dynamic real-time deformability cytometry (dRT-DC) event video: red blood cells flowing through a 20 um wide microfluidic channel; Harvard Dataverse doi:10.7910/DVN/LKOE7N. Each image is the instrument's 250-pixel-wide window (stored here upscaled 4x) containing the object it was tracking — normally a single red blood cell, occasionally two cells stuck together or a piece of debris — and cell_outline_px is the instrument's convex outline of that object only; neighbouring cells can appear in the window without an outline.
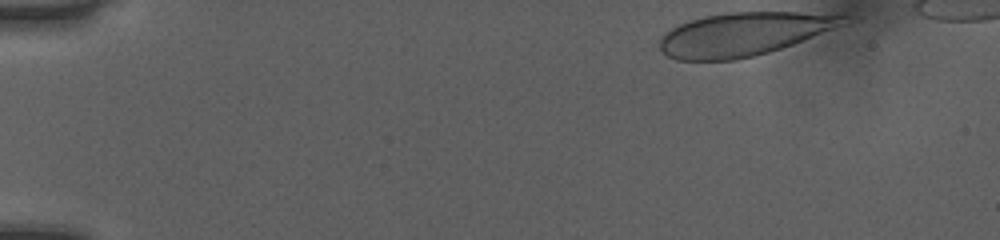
{"species": "human", "species_latin": "Homo sapiens", "temperature_condition": "room temperature", "stored_images_in_passage": 39, "camera_frame_rate_fps": 3000, "um_per_image_px": 0.085, "donor": {"sex": "female"}, "frame": {"image": 1, "passage_image": 1, "time_ms": 0.0, "image_size_px": [1000, 240], "cell_outline_px": [[848, 16], [832, 28], [792, 44], [768, 52], [736, 60], [676, 60], [668, 56], [660, 48], [660, 36], [672, 28], [680, 24], [704, 16], [728, 12], [796, 12]], "centroid_in_image_um": [63.07, 2.91], "position_along_channel_um": 21.9, "area_um2": 45.26}}
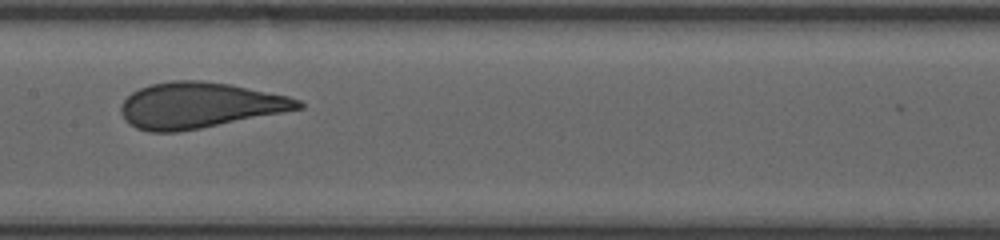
{"frame": {"image": 2, "passage_image": 22, "time_ms": 7.0, "image_size_px": [1000, 240], "cell_outline_px": [[304, 108], [180, 132], [148, 132], [136, 128], [128, 124], [124, 120], [120, 112], [120, 104], [132, 92], [140, 88], [152, 84], [172, 80], [200, 80], [232, 84], [288, 96], [300, 100], [304, 104]], "centroid_in_image_um": [16.92, 8.95], "position_along_channel_um": 190.5, "area_um2": 47.45}}
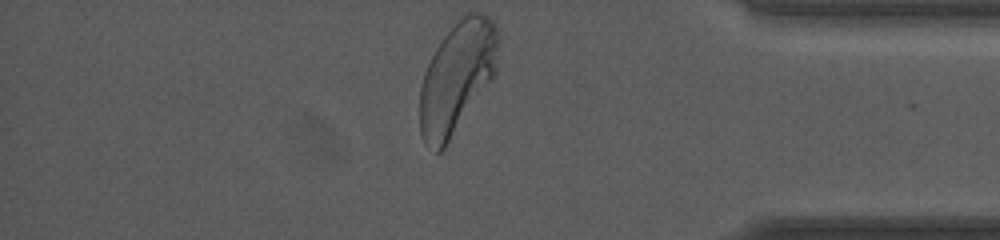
{"frame": {"image": 3, "passage_image": 39, "time_ms": 12.667, "image_size_px": [1000, 240], "cell_outline_px": [[496, 72], [492, 80], [444, 148], [440, 152], [436, 152], [424, 144], [420, 132], [420, 84], [424, 72], [436, 48], [444, 36], [468, 12], [484, 12], [496, 24]], "centroid_in_image_um": [38.82, 6.62], "position_along_channel_um": 396.4, "area_um2": 50.29}, "authors_computed_cell_mechanics": {"area_um2": 47.2804, "velocity_mm_per_s": 4.017, "shape_relaxation_time_tau1_ms": 3.4656, "shape_relaxation_time_tau2_ms": null, "deformation_change_tau1": 0.1609, "deformation_change_tau2": null}}